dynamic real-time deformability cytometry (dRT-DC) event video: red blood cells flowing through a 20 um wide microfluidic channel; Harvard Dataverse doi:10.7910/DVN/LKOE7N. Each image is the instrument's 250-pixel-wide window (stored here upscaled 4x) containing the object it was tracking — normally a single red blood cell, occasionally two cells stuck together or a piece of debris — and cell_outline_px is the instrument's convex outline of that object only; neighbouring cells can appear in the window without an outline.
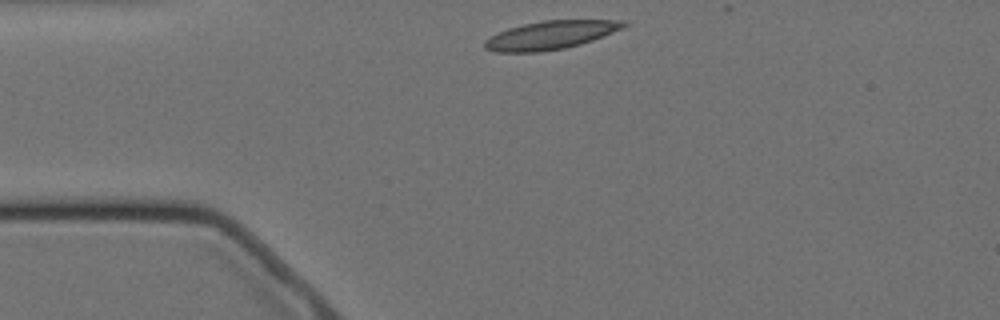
{"species": "Egyptian fruit bat (a non-hibernating species)", "species_latin": "Rousettus aegyptiacus", "temperature_condition": "cold", "stored_images_in_passage": 2, "segment_of_instrument_passage": [2, 2], "camera_frame_rate_fps": 3000, "um_per_image_px": 0.085, "animal": {"sex": "female"}, "frame": {"image": 1, "passage_image": 2, "time_ms": 2.0, "image_size_px": [1000, 320], "cell_outline_px": [[628, 24], [612, 32], [592, 40], [580, 44], [564, 48], [540, 52], [496, 52], [484, 48], [484, 40], [508, 28], [524, 24], [544, 20], [624, 20]], "centroid_in_image_um": [46.77, 2.98], "position_along_channel_um": 38.2, "area_um2": 22.66}}